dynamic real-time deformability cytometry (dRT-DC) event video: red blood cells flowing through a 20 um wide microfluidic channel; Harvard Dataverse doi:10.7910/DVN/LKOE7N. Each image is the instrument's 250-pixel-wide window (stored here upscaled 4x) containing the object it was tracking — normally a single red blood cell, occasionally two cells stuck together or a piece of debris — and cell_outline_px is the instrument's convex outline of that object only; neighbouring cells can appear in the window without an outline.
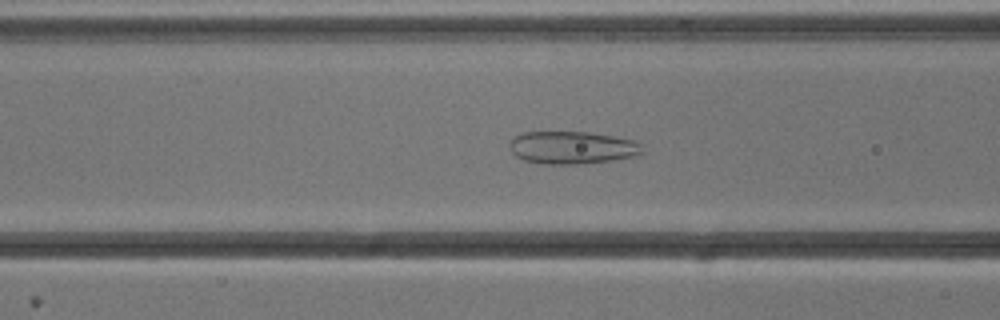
{"species": "common noctule bat (a hibernating species)", "species_latin": "Nyctalus noctula", "temperature_condition": "cold", "stored_images_in_passage": 51, "camera_frame_rate_fps": 3000, "um_per_image_px": 0.085, "animal": {"sex": "male", "body_mass_g": 13.3}, "frame": {"image": 1, "passage_image": 19, "time_ms": 6.0, "image_size_px": [1000, 320], "cell_outline_px": [[644, 152], [636, 156], [584, 164], [544, 164], [524, 160], [516, 156], [512, 152], [508, 144], [516, 136], [524, 132], [588, 132], [612, 136], [632, 140], [644, 144]], "centroid_in_image_um": [48.66, 12.55], "position_along_channel_um": 117.9, "area_um2": 25.32}}
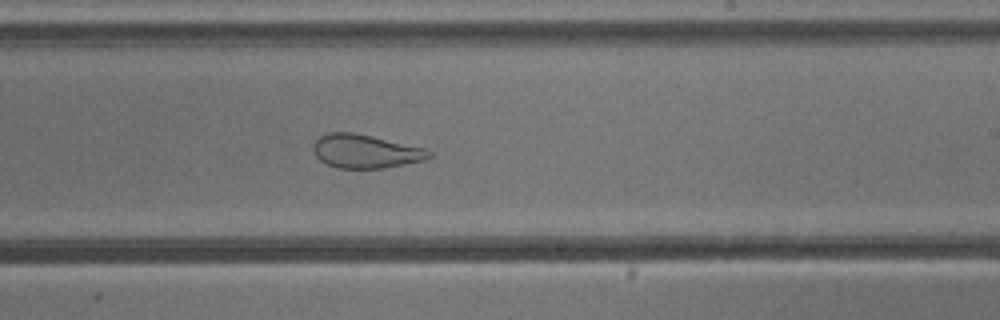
{"frame": {"image": 2, "passage_image": 30, "time_ms": 9.667, "image_size_px": [1000, 320], "cell_outline_px": [[436, 156], [424, 160], [384, 168], [336, 168], [320, 160], [316, 156], [312, 148], [312, 144], [320, 136], [328, 132], [352, 132], [372, 136], [424, 148], [432, 152]], "centroid_in_image_um": [31.07, 12.86], "position_along_channel_um": 257.9, "area_um2": 22.72}}
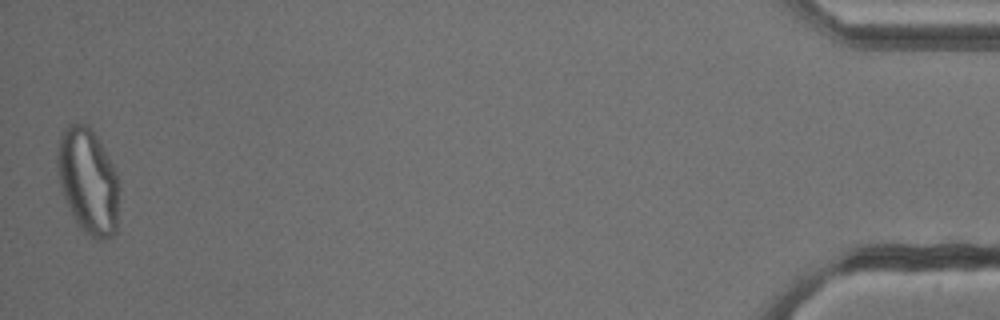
{"frame": {"image": 3, "passage_image": 51, "time_ms": 16.667, "image_size_px": [1000, 320], "cell_outline_px": [[116, 232], [112, 236], [100, 240], [96, 240], [84, 232], [76, 224], [64, 196], [60, 184], [56, 164], [56, 152], [60, 136], [64, 128], [68, 124], [88, 124], [92, 128], [112, 164], [116, 172]], "centroid_in_image_um": [7.43, 15.37], "position_along_channel_um": 427.8, "area_um2": 37.57}}